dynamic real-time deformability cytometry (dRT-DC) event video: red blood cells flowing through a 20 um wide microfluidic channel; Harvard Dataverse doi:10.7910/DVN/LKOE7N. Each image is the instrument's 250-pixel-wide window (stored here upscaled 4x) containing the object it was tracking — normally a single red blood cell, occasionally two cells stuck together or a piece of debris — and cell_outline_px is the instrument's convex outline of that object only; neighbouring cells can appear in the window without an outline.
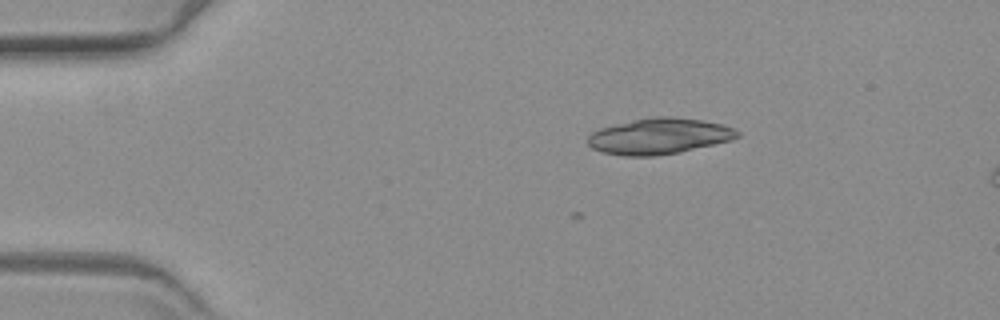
{"species": "common noctule bat (a hibernating species)", "species_latin": "Nyctalus noctula", "temperature_condition": "warm", "stored_images_in_passage": 4, "camera_frame_rate_fps": 3000, "um_per_image_px": 0.085, "animal": {"sex": "female", "body_mass_g": 19.3, "forearm_length_mm": 54.1}, "frame": {"image": 1, "passage_image": 1, "time_ms": 0.0, "image_size_px": [1000, 320], "cell_outline_px": [[740, 136], [732, 140], [680, 152], [652, 156], [624, 156], [604, 152], [592, 148], [588, 144], [588, 136], [592, 132], [600, 128], [616, 124], [652, 116], [672, 116], [704, 120], [724, 124], [736, 128], [740, 132]], "centroid_in_image_um": [56.08, 11.56], "position_along_channel_um": 28.9, "area_um2": 31.5}}